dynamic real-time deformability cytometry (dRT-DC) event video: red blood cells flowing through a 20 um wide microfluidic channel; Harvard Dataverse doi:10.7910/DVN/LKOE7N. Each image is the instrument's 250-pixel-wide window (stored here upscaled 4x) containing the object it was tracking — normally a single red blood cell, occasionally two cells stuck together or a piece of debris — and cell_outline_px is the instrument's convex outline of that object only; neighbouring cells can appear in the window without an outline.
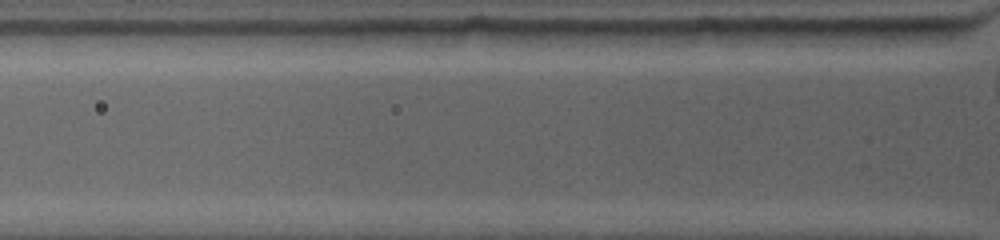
{"species": "common noctule bat (a hibernating species)", "species_latin": "Nyctalus noctula", "temperature_condition": "warm", "stored_images_in_passage": 3, "segment_of_instrument_passage": [2, 2], "camera_frame_rate_fps": 4500, "um_per_image_px": 0.085, "animal": {"sex": "female", "body_mass_g": 19.0, "forearm_length_mm": 53.3}, "frame": {"image": 1, "passage_image": 3, "time_ms": 1.111, "image_size_px": [1000, 240], "cell_outline_px": [[956, 36], [944, 44], [852, 48], [840, 44], [832, 32], [832, 28], [952, 28], [956, 32]], "centroid_in_image_um": [75.84, 3.12], "position_along_channel_um": 50.0, "area_um2": 15.09}}